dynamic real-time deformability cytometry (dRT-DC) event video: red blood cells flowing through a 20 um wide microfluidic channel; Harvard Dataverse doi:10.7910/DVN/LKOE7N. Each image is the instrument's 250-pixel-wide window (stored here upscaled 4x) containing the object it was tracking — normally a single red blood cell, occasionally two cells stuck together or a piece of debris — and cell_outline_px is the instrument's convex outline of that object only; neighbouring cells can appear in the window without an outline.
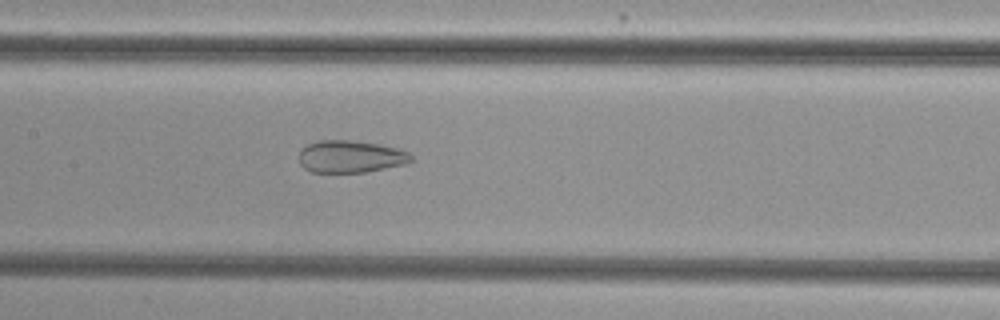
{"species": "common noctule bat (a hibernating species)", "species_latin": "Nyctalus noctula", "temperature_condition": "cold", "stored_images_in_passage": 54, "camera_frame_rate_fps": 3000, "um_per_image_px": 0.085, "animal": {"sex": "female", "body_mass_g": 29.2, "forearm_length_mm": 56.3}, "frame": {"image": 1, "passage_image": 27, "time_ms": 8.667, "image_size_px": [1000, 320], "cell_outline_px": [[412, 160], [408, 164], [364, 172], [312, 172], [304, 168], [300, 164], [296, 156], [300, 148], [316, 140], [348, 140], [380, 144], [396, 148], [408, 152], [412, 156]], "centroid_in_image_um": [29.75, 13.3], "position_along_channel_um": 177.7, "area_um2": 21.39}}
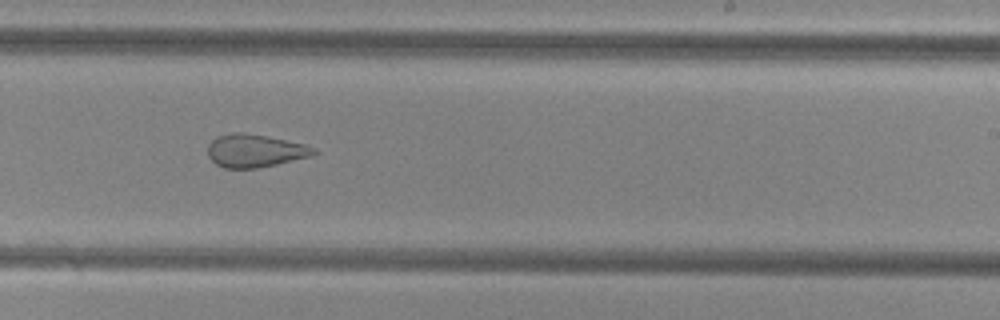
{"frame": {"image": 2, "passage_image": 34, "time_ms": 11.0, "image_size_px": [1000, 320], "cell_outline_px": [[316, 152], [312, 156], [276, 164], [256, 168], [224, 168], [216, 164], [208, 156], [208, 144], [216, 136], [232, 132], [240, 132], [264, 136], [304, 144], [316, 148]], "centroid_in_image_um": [21.64, 12.81], "position_along_channel_um": 267.4, "area_um2": 20.17}}
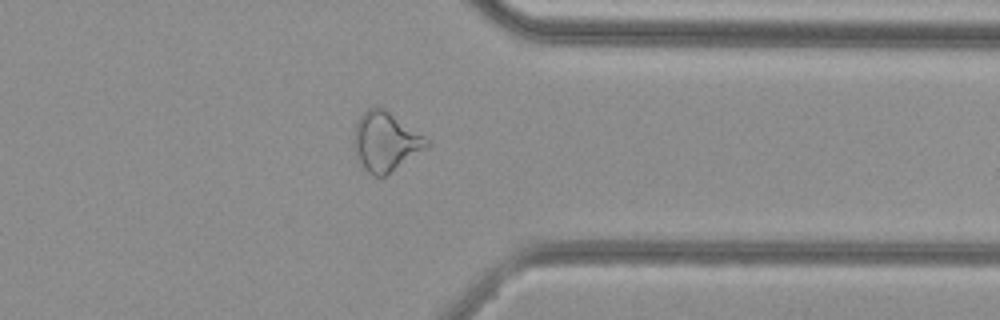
{"frame": {"image": 3, "passage_image": 43, "time_ms": 14.0, "image_size_px": [1000, 320], "cell_outline_px": [[432, 144], [428, 148], [384, 176], [372, 176], [360, 164], [352, 148], [352, 140], [356, 124], [360, 116], [368, 108], [376, 104], [384, 108], [424, 136]], "centroid_in_image_um": [32.74, 12.03], "position_along_channel_um": 378.7, "area_um2": 25.37}, "authors_computed_cell_mechanics": {"area_um2": 26.9637, "velocity_mm_per_s": 3.8561, "shape_relaxation_time_tau1_ms": null, "shape_relaxation_time_tau2_ms": 1.7653, "deformation_change_tau1": null, "deformation_change_tau2": 0.0902}}